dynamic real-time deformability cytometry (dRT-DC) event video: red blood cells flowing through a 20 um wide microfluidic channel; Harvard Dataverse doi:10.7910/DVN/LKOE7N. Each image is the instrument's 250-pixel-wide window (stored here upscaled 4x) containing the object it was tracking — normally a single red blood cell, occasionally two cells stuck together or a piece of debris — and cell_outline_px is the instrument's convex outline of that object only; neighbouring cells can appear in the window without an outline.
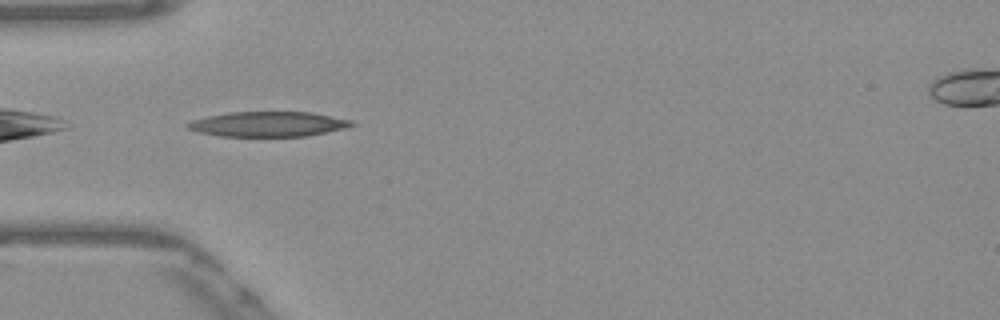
{"species": "Egyptian fruit bat (a non-hibernating species)", "species_latin": "Rousettus aegyptiacus", "temperature_condition": "warm", "stored_images_in_passage": 37, "camera_frame_rate_fps": 3000, "um_per_image_px": 0.085, "frame": {"image": 1, "passage_image": 1, "time_ms": 0.0, "image_size_px": [1000, 320], "cell_outline_px": [[356, 124], [344, 128], [308, 136], [220, 136], [200, 132], [188, 128], [184, 124], [192, 120], [208, 116], [228, 112], [312, 112], [352, 120]], "centroid_in_image_um": [22.8, 10.54], "position_along_channel_um": 62.2, "area_um2": 23.81}}
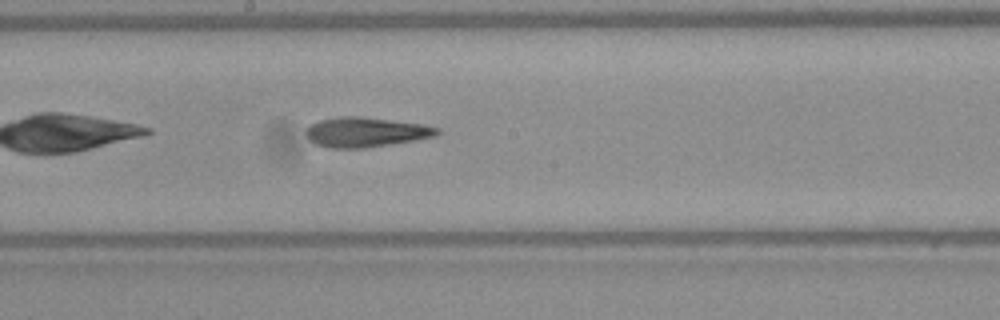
{"frame": {"image": 2, "passage_image": 13, "time_ms": 4.0, "image_size_px": [1000, 320], "cell_outline_px": [[440, 132], [436, 136], [416, 140], [364, 148], [328, 148], [316, 144], [308, 140], [304, 132], [312, 124], [320, 120], [340, 116], [360, 116], [424, 124], [440, 128]], "centroid_in_image_um": [31.09, 11.23], "position_along_channel_um": 217.1, "area_um2": 22.89}}
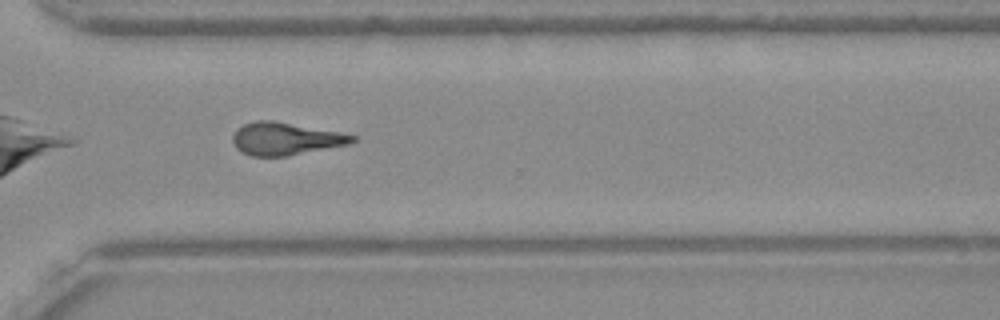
{"frame": {"image": 3, "passage_image": 23, "time_ms": 7.333, "image_size_px": [1000, 320], "cell_outline_px": [[356, 140], [348, 144], [288, 156], [252, 156], [236, 148], [232, 140], [232, 136], [236, 128], [244, 124], [256, 120], [272, 120], [340, 132], [356, 136]], "centroid_in_image_um": [24.24, 11.79], "position_along_channel_um": 346.4, "area_um2": 22.6}, "authors_computed_cell_mechanics": {"area_um2": 22.8888, "velocity_mm_per_s": 3.8871, "shape_relaxation_time_tau1_ms": null, "shape_relaxation_time_tau2_ms": 3.3378, "deformation_change_tau1": null, "deformation_change_tau2": 0.155}}